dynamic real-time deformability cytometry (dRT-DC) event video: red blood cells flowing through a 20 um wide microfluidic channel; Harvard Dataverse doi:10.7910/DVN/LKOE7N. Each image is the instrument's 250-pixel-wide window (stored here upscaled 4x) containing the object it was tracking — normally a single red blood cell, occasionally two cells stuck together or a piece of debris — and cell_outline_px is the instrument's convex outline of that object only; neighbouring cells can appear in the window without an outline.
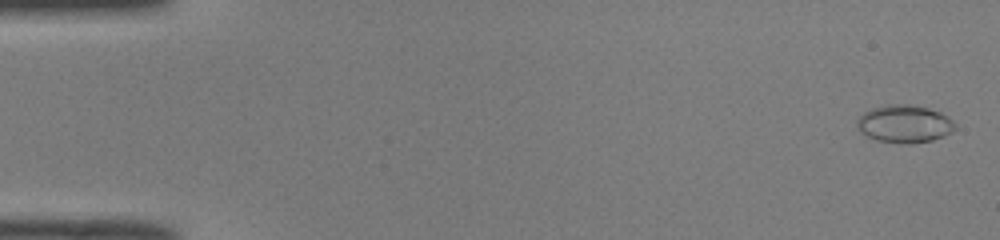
{"species": "common noctule bat (a hibernating species)", "species_latin": "Nyctalus noctula", "temperature_condition": "room temperature", "stored_images_in_passage": 52, "camera_frame_rate_fps": 3000, "um_per_image_px": 0.085, "animal": {"sex": "male", "body_mass_g": 19.0, "forearm_length_mm": 50.8}, "frame": {"image": 1, "passage_image": 2, "time_ms": 0.333, "image_size_px": [1000, 240], "cell_outline_px": [[956, 128], [952, 132], [944, 136], [932, 140], [908, 144], [876, 140], [860, 132], [856, 128], [856, 120], [864, 112], [872, 108], [888, 104], [912, 104], [928, 108], [940, 112], [948, 116], [956, 124]], "centroid_in_image_um": [76.88, 10.52], "position_along_channel_um": 8.1, "area_um2": 21.73}}
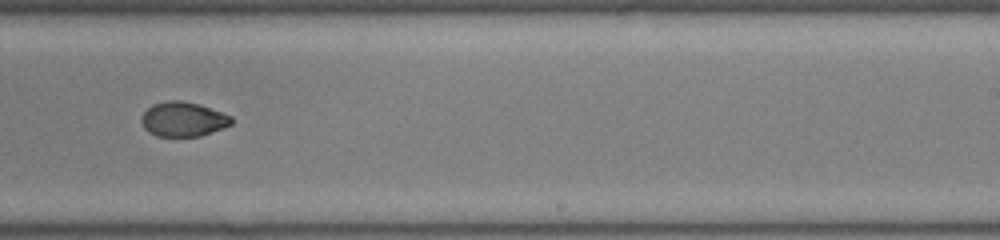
{"frame": {"image": 2, "passage_image": 33, "time_ms": 10.667, "image_size_px": [1000, 240], "cell_outline_px": [[232, 124], [224, 128], [200, 136], [156, 136], [148, 132], [144, 128], [140, 120], [140, 116], [152, 104], [168, 100], [180, 100], [200, 104], [232, 116]], "centroid_in_image_um": [15.55, 10.13], "position_along_channel_um": 273.4, "area_um2": 18.32}}
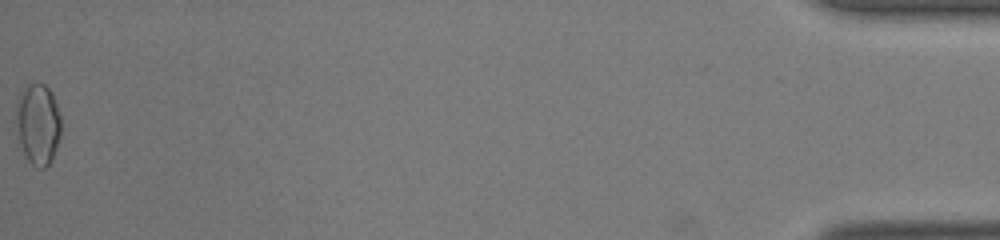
{"frame": {"image": 3, "passage_image": 52, "time_ms": 17.0, "image_size_px": [1000, 240], "cell_outline_px": [[60, 136], [52, 160], [44, 168], [36, 168], [28, 160], [20, 144], [12, 120], [16, 100], [20, 92], [28, 84], [44, 84], [52, 92], [60, 116]], "centroid_in_image_um": [3.17, 10.53], "position_along_channel_um": 432.0, "area_um2": 21.79}, "authors_computed_cell_mechanics": {"area_um2": 19.3919, "velocity_mm_per_s": 4.0255, "shape_relaxation_time_tau1_ms": null, "shape_relaxation_time_tau2_ms": 1.7793, "deformation_change_tau1": null, "deformation_change_tau2": 0.0397}}